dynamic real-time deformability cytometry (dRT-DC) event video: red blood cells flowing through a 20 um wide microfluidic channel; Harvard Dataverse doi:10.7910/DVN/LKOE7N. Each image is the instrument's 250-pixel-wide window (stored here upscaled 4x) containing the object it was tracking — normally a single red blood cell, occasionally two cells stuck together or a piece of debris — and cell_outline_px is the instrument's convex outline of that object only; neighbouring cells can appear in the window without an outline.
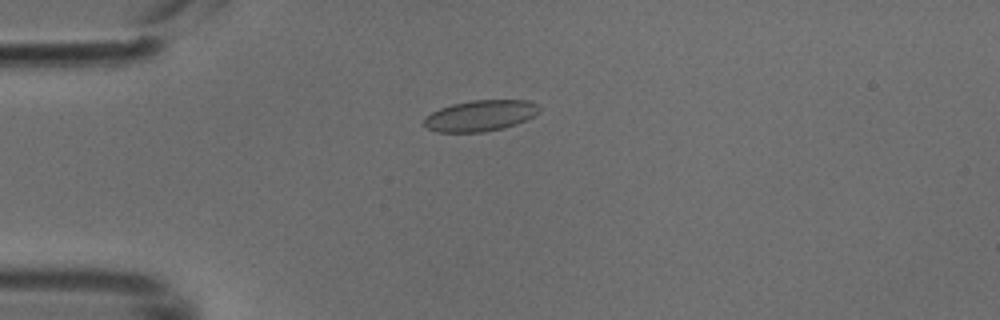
{"species": "common noctule bat (a hibernating species)", "species_latin": "Nyctalus noctula", "temperature_condition": "cold", "stored_images_in_passage": 47, "camera_frame_rate_fps": 3000, "um_per_image_px": 0.085, "animal": {"sex": "male", "body_mass_g": 18.8}, "frame": {"image": 1, "passage_image": 10, "time_ms": 3.0, "image_size_px": [1000, 320], "cell_outline_px": [[540, 112], [516, 124], [504, 128], [484, 132], [436, 132], [428, 128], [424, 124], [424, 116], [440, 108], [452, 104], [472, 100], [528, 100], [540, 104]], "centroid_in_image_um": [40.84, 9.82], "position_along_channel_um": 44.2, "area_um2": 20.92}}
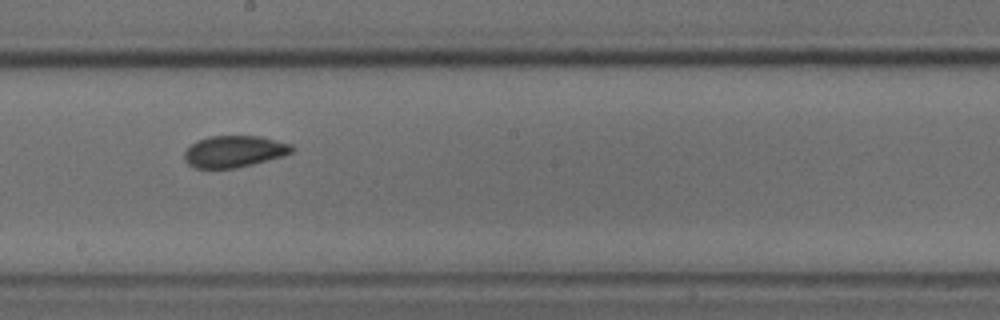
{"frame": {"image": 2, "passage_image": 25, "time_ms": 8.0, "image_size_px": [1000, 320], "cell_outline_px": [[296, 148], [292, 152], [284, 156], [236, 168], [196, 168], [188, 164], [184, 160], [184, 152], [196, 140], [208, 136], [260, 136], [292, 144]], "centroid_in_image_um": [19.92, 12.87], "position_along_channel_um": 228.3, "area_um2": 19.94}}
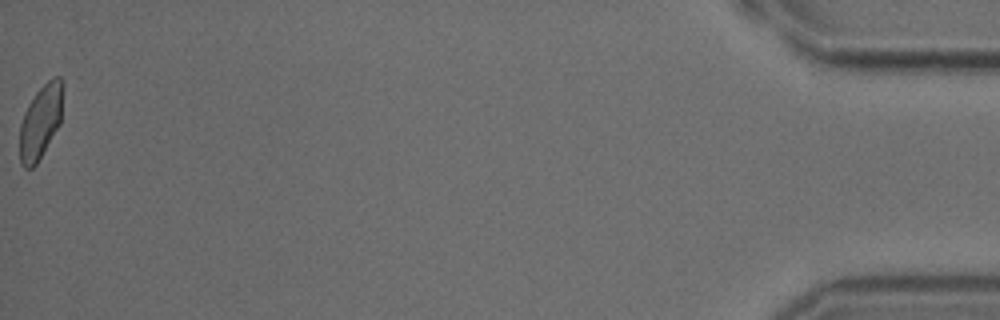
{"frame": {"image": 3, "passage_image": 47, "time_ms": 15.333, "image_size_px": [1000, 320], "cell_outline_px": [[64, 84], [60, 124], [36, 164], [32, 168], [24, 168], [20, 164], [20, 124], [24, 112], [28, 104], [36, 92], [52, 76], [60, 76], [64, 80]], "centroid_in_image_um": [3.47, 10.29], "position_along_channel_um": 431.7, "area_um2": 18.73}}